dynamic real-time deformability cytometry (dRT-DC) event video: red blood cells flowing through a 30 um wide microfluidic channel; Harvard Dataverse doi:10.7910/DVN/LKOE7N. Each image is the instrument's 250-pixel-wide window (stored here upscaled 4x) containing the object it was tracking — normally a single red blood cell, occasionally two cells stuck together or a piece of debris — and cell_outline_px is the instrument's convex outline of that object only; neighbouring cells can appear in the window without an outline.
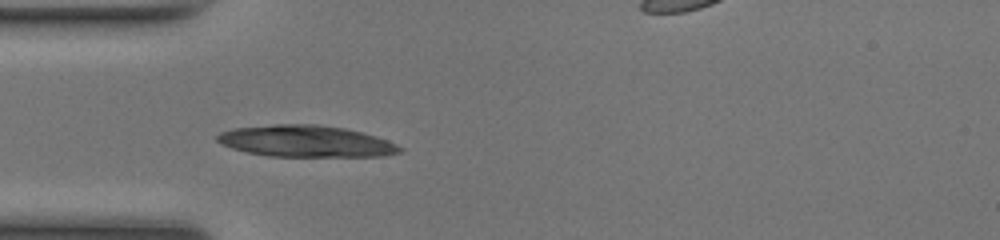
{"species": "common noctule bat (a hibernating species)", "species_latin": "Nyctalus noctula", "temperature_condition": "room temperature", "stored_images_in_passage": 35, "camera_frame_rate_fps": 3000, "um_per_image_px": 0.085, "animal": {"sex": "female", "body_mass_g": 17.0, "forearm_length_mm": 48.0}, "frame": {"image": 1, "passage_image": 1, "time_ms": 0.0, "image_size_px": [1000, 240], "cell_outline_px": [[404, 148], [400, 152], [384, 156], [268, 156], [248, 152], [232, 148], [220, 144], [216, 140], [216, 136], [220, 132], [232, 128], [272, 124], [316, 124], [344, 128], [364, 132], [388, 140]], "centroid_in_image_um": [25.99, 11.99], "position_along_channel_um": 59.0, "area_um2": 33.76}}
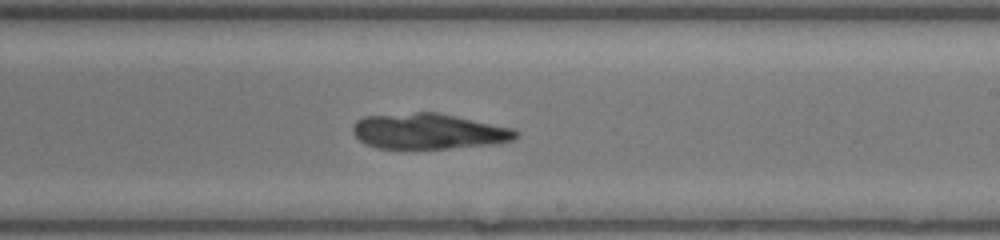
{"frame": {"image": 2, "passage_image": 15, "time_ms": 4.667, "image_size_px": [1000, 240], "cell_outline_px": [[520, 136], [512, 140], [492, 144], [448, 148], [376, 148], [360, 140], [352, 132], [352, 124], [356, 120], [364, 116], [416, 112], [436, 112], [516, 128], [520, 132]], "centroid_in_image_um": [36.46, 11.15], "position_along_channel_um": 252.5, "area_um2": 33.93}}
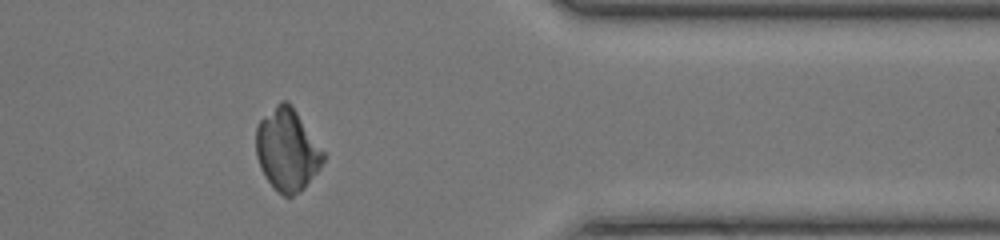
{"frame": {"image": 3, "passage_image": 26, "time_ms": 8.333, "image_size_px": [1000, 240], "cell_outline_px": [[324, 160], [320, 168], [304, 188], [292, 196], [284, 196], [264, 176], [260, 168], [256, 156], [256, 128], [260, 120], [280, 100], [288, 100], [324, 152]], "centroid_in_image_um": [24.39, 12.72], "position_along_channel_um": 387.0, "area_um2": 31.79}}